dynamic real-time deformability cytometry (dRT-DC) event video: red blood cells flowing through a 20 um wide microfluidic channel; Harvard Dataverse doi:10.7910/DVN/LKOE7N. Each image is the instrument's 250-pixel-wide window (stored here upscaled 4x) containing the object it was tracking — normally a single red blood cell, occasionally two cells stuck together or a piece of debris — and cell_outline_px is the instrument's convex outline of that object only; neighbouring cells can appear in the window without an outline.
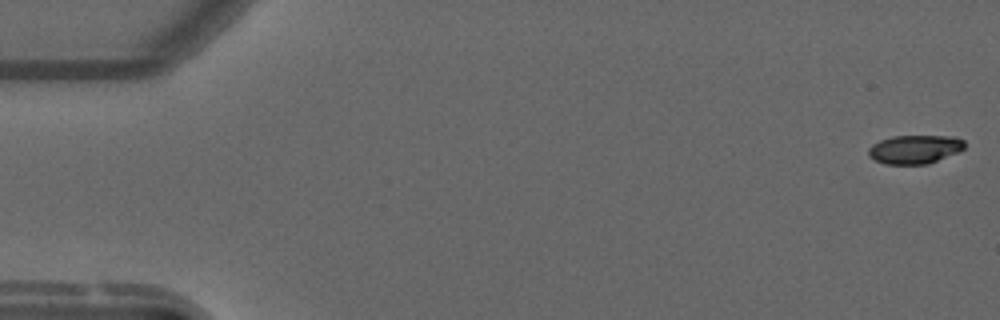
{"species": "common noctule bat (a hibernating species)", "species_latin": "Nyctalus noctula", "temperature_condition": "warm", "stored_images_in_passage": 55, "camera_frame_rate_fps": 3000, "um_per_image_px": 0.085, "animal": {"sex": "male", "forearm_length_mm": 52.5}, "frame": {"image": 1, "passage_image": 1, "time_ms": 0.0, "image_size_px": [1000, 320], "cell_outline_px": [[964, 148], [956, 152], [928, 164], [884, 164], [868, 156], [868, 148], [872, 144], [880, 140], [892, 136], [952, 136], [964, 140]], "centroid_in_image_um": [77.71, 12.68], "position_along_channel_um": 7.3, "area_um2": 15.95}}
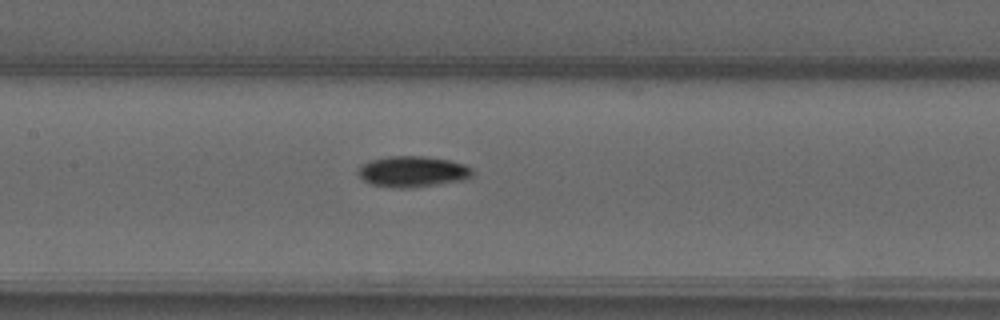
{"frame": {"image": 2, "passage_image": 26, "time_ms": 8.333, "image_size_px": [1000, 320], "cell_outline_px": [[472, 176], [468, 180], [408, 188], [400, 188], [372, 184], [364, 180], [360, 176], [360, 168], [364, 164], [372, 160], [388, 156], [420, 156], [448, 160], [464, 164], [472, 168]], "centroid_in_image_um": [35.15, 14.59], "position_along_channel_um": 172.3, "area_um2": 20.29}}
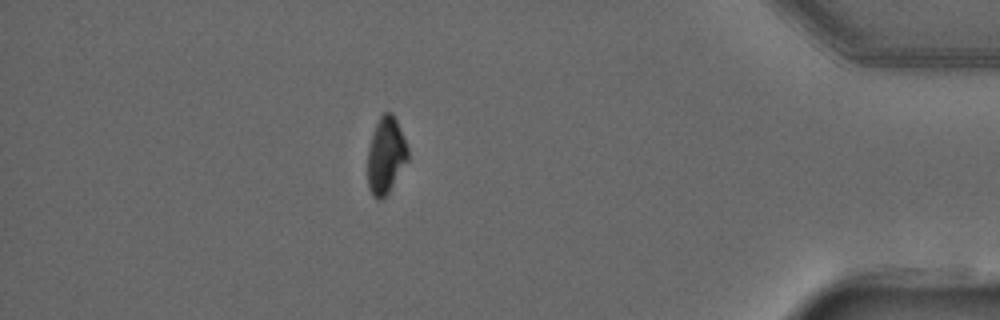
{"frame": {"image": 3, "passage_image": 48, "time_ms": 15.667, "image_size_px": [1000, 320], "cell_outline_px": [[408, 160], [388, 192], [380, 200], [376, 200], [372, 196], [368, 188], [368, 148], [376, 124], [380, 116], [384, 112], [392, 112], [396, 120], [408, 148]], "centroid_in_image_um": [32.79, 13.23], "position_along_channel_um": 402.4, "area_um2": 17.74}}